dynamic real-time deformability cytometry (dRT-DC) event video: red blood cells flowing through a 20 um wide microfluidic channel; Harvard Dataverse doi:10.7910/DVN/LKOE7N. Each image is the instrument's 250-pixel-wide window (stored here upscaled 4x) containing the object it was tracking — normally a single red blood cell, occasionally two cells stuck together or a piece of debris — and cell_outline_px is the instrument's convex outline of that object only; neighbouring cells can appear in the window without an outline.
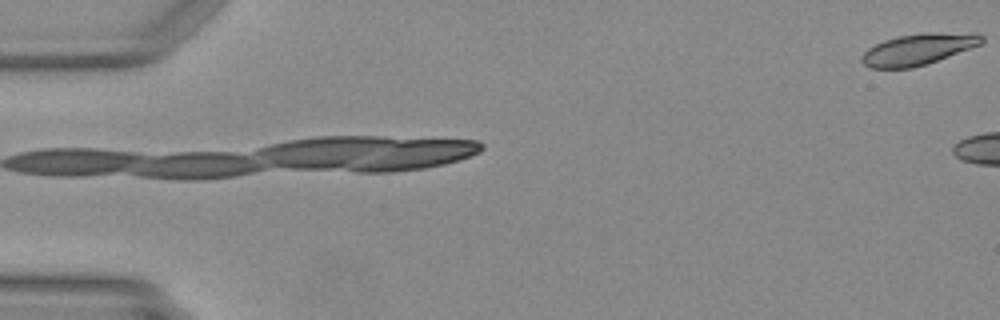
{"species": "Egyptian fruit bat (a non-hibernating species)", "species_latin": "Rousettus aegyptiacus", "temperature_condition": "warm", "stored_images_in_passage": 3, "camera_frame_rate_fps": 3000, "um_per_image_px": 0.085, "animal": {"sex": "female"}, "frame": {"image": 1, "passage_image": 3, "time_ms": 0.667, "image_size_px": [1000, 320], "cell_outline_px": [[984, 40], [980, 44], [928, 64], [912, 68], [868, 68], [860, 60], [860, 56], [868, 48], [884, 40], [900, 36], [924, 32], [980, 32], [984, 36]], "centroid_in_image_um": [78.07, 4.17], "position_along_channel_um": 6.9, "area_um2": 22.14}}